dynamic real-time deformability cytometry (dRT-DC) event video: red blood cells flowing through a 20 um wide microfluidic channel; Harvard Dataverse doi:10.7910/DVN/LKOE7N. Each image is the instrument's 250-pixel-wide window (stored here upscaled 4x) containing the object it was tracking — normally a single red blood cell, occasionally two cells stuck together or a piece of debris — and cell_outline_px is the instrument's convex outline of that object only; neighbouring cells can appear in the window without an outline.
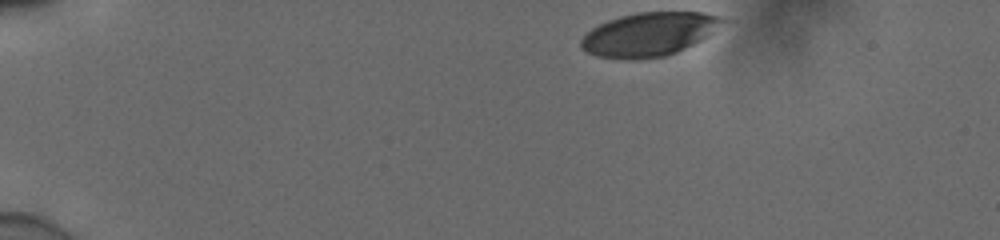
{"species": "human", "species_latin": "Homo sapiens", "temperature_condition": "cold", "stored_images_in_passage": 38, "camera_frame_rate_fps": 3000, "um_per_image_px": 0.085, "donor": {"sex": "male"}, "frame": {"image": 1, "passage_image": 1, "time_ms": 0.0, "image_size_px": [1000, 240], "cell_outline_px": [[724, 20], [700, 40], [676, 52], [664, 56], [636, 60], [624, 60], [596, 56], [580, 48], [580, 40], [592, 28], [608, 20], [620, 16], [636, 12], [704, 12], [716, 16]], "centroid_in_image_um": [55.06, 2.93], "position_along_channel_um": 29.9, "area_um2": 35.49}}
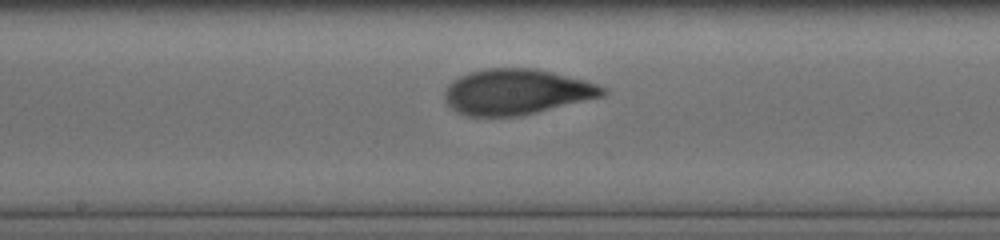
{"frame": {"image": 2, "passage_image": 22, "time_ms": 7.0, "image_size_px": [1000, 240], "cell_outline_px": [[608, 92], [604, 96], [520, 116], [468, 116], [456, 112], [444, 100], [444, 92], [448, 84], [452, 80], [460, 76], [472, 72], [488, 68], [532, 68], [552, 72], [584, 80], [608, 88]], "centroid_in_image_um": [43.9, 7.81], "position_along_channel_um": 204.3, "area_um2": 41.91}}
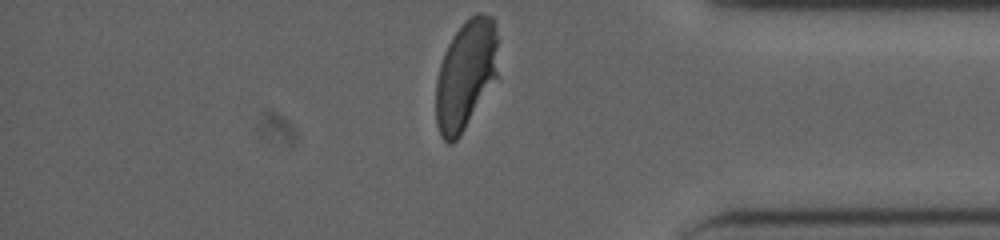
{"frame": {"image": 3, "passage_image": 38, "time_ms": 12.333, "image_size_px": [1000, 240], "cell_outline_px": [[500, 80], [460, 136], [452, 144], [448, 144], [440, 136], [436, 124], [436, 80], [440, 64], [444, 52], [452, 36], [464, 20], [476, 12], [480, 12], [492, 16], [496, 24], [500, 76]], "centroid_in_image_um": [39.65, 6.37], "position_along_channel_um": 395.5, "area_um2": 41.62}, "authors_computed_cell_mechanics": {"area_um2": 41.0669, "velocity_mm_per_s": 3.8722, "shape_relaxation_time_tau1_ms": 4.5478, "shape_relaxation_time_tau2_ms": 0.7516, "deformation_change_tau1": 0.184, "deformation_change_tau2": 0.0594}}